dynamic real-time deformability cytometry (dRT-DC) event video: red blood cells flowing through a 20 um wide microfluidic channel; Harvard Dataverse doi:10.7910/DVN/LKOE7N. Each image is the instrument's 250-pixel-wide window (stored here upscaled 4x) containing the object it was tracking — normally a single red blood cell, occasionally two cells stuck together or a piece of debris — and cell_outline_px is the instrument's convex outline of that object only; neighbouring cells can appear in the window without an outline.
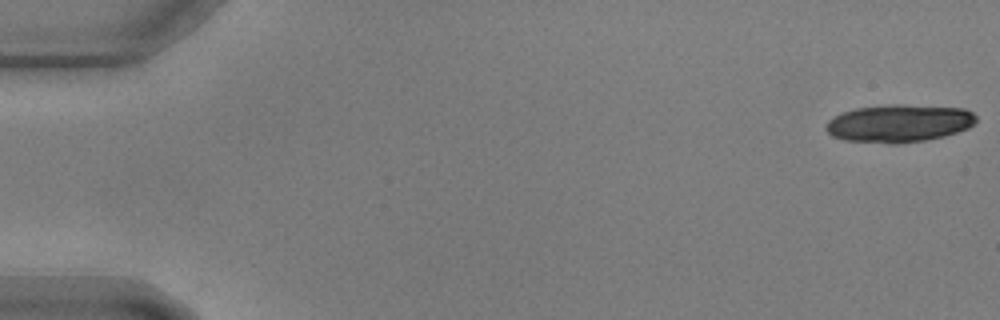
{"species": "common noctule bat (a hibernating species)", "species_latin": "Nyctalus noctula", "temperature_condition": "warm", "stored_images_in_passage": 13, "camera_frame_rate_fps": 3000, "um_per_image_px": 0.085, "animal": {"sex": "male", "body_mass_g": 17.9, "forearm_length_mm": 54.2}, "frame": {"image": 1, "passage_image": 1, "time_ms": 0.0, "image_size_px": [1000, 320], "cell_outline_px": [[976, 120], [968, 128], [944, 136], [924, 140], [896, 144], [888, 144], [844, 140], [832, 136], [824, 128], [828, 120], [832, 116], [856, 108], [888, 104], [904, 104], [964, 108], [972, 112], [976, 116]], "centroid_in_image_um": [76.38, 10.48], "position_along_channel_um": 8.6, "area_um2": 33.23}}